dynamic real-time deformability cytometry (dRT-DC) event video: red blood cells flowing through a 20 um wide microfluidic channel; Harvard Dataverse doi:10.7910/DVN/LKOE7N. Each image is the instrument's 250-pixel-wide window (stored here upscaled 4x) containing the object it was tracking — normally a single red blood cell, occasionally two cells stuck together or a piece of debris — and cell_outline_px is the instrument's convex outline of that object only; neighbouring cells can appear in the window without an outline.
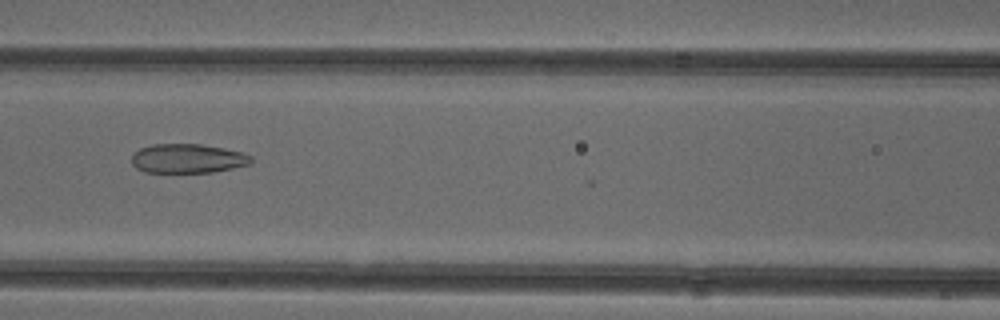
{"species": "common noctule bat (a hibernating species)", "species_latin": "Nyctalus noctula", "temperature_condition": "cold", "stored_images_in_passage": 10, "camera_frame_rate_fps": 3000, "um_per_image_px": 0.085, "animal": {"sex": "female"}, "frame": {"image": 1, "passage_image": 7, "time_ms": 2.0, "image_size_px": [1000, 320], "cell_outline_px": [[252, 164], [212, 172], [144, 172], [136, 168], [132, 164], [132, 152], [140, 148], [152, 144], [200, 144], [224, 148], [240, 152], [252, 156]], "centroid_in_image_um": [15.93, 13.47], "position_along_channel_um": 150.7, "area_um2": 20.4}}
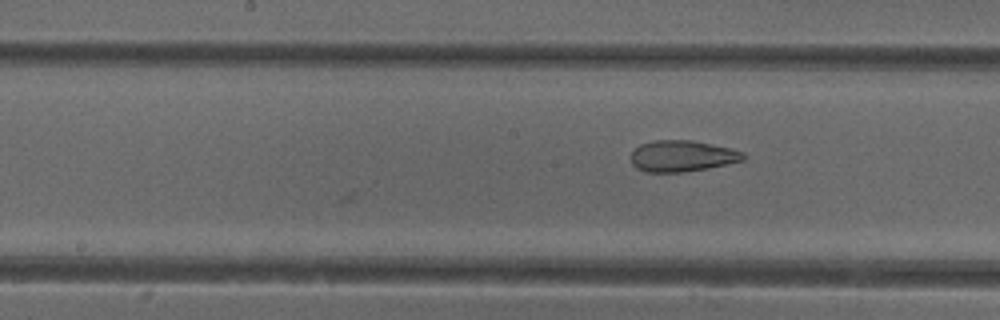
{"frame": {"image": 2, "passage_image": 10, "time_ms": 3.0, "image_size_px": [1000, 320], "cell_outline_px": [[748, 156], [744, 160], [728, 164], [708, 168], [684, 172], [644, 172], [636, 168], [632, 164], [628, 156], [640, 144], [652, 140], [692, 140], [732, 148], [744, 152]], "centroid_in_image_um": [57.98, 13.26], "position_along_channel_um": 190.2, "area_um2": 20.87}}